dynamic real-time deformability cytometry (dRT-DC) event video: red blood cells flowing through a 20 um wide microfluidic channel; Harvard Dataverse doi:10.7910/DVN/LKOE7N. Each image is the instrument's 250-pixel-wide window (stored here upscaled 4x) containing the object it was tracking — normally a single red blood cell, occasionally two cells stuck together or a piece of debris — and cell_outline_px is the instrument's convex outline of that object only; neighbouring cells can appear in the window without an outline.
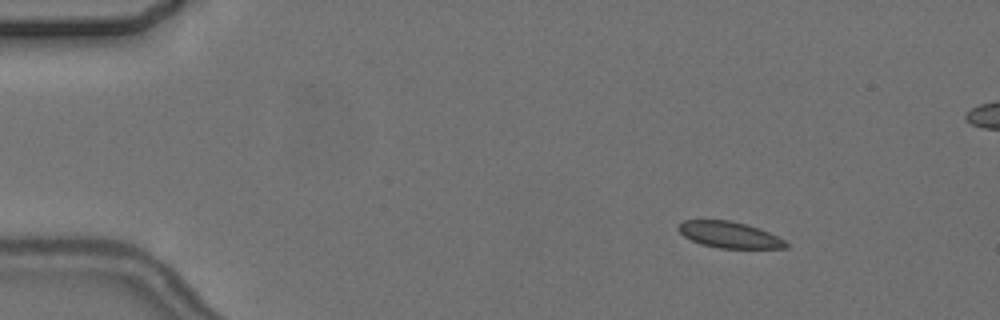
{"species": "common noctule bat (a hibernating species)", "species_latin": "Nyctalus noctula", "temperature_condition": "cold", "stored_images_in_passage": 8, "camera_frame_rate_fps": 3000, "um_per_image_px": 0.085, "animal": {"sex": "female", "body_mass_g": 24.6, "forearm_length_mm": 56.2}, "frame": {"image": 1, "passage_image": 1, "time_ms": 0.0, "image_size_px": [1000, 320], "cell_outline_px": [[788, 248], [720, 248], [700, 244], [684, 236], [676, 228], [684, 220], [728, 220], [760, 228], [784, 240], [788, 244]], "centroid_in_image_um": [61.98, 19.96], "position_along_channel_um": 23.0, "area_um2": 16.3}}
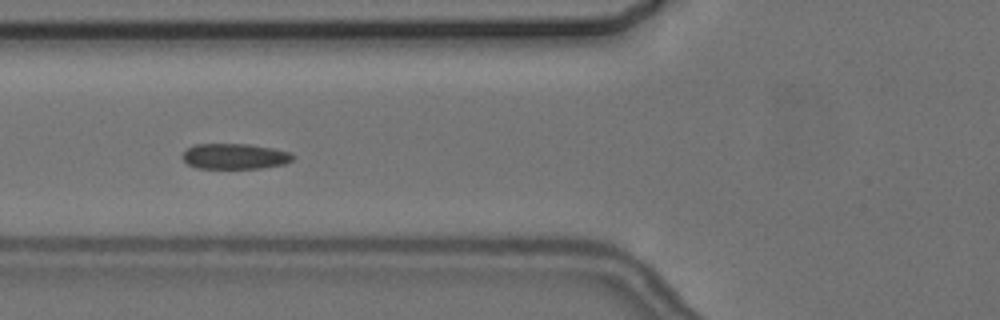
{"frame": {"image": 2, "passage_image": 5, "time_ms": 4.667, "image_size_px": [1000, 320], "cell_outline_px": [[296, 156], [292, 160], [284, 164], [264, 168], [196, 168], [188, 164], [180, 156], [188, 148], [196, 144], [248, 144], [272, 148], [292, 152]], "centroid_in_image_um": [19.98, 13.29], "position_along_channel_um": 105.8, "area_um2": 16.53}}
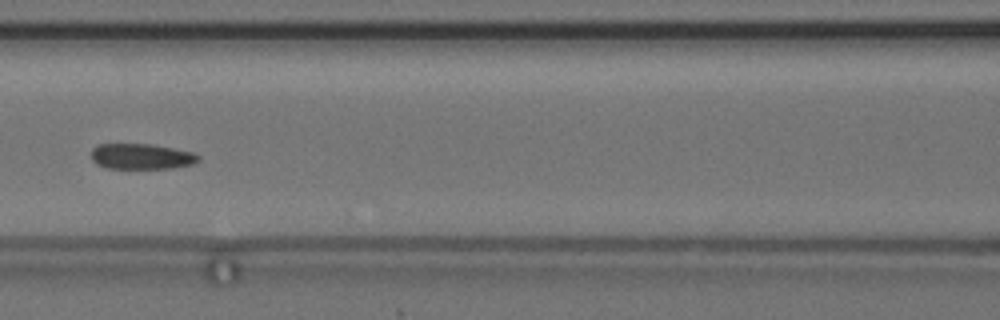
{"frame": {"image": 3, "passage_image": 6, "time_ms": 6.0, "image_size_px": [1000, 320], "cell_outline_px": [[200, 160], [192, 164], [172, 168], [104, 168], [96, 164], [92, 160], [92, 148], [96, 144], [152, 144], [192, 152], [200, 156]], "centroid_in_image_um": [12.0, 13.29], "position_along_channel_um": 154.6, "area_um2": 16.01}}